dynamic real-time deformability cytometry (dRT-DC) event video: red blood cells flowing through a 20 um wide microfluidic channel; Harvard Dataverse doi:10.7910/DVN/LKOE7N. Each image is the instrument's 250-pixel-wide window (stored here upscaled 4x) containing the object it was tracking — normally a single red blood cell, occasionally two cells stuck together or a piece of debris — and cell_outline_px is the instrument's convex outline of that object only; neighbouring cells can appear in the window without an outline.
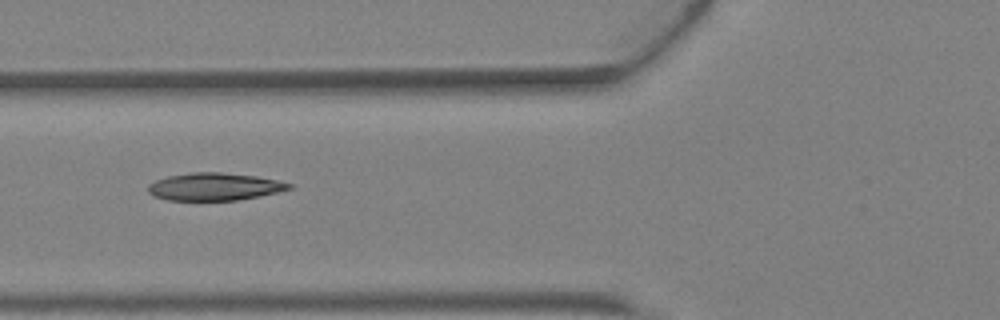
{"species": "Egyptian fruit bat (a non-hibernating species)", "species_latin": "Rousettus aegyptiacus", "temperature_condition": "warm", "stored_images_in_passage": 3, "camera_frame_rate_fps": 3000, "um_per_image_px": 0.085, "animal": {"sex": "female"}, "frame": {"image": 1, "passage_image": 2, "time_ms": 0.333, "image_size_px": [1000, 320], "cell_outline_px": [[292, 188], [260, 196], [240, 200], [168, 200], [152, 196], [148, 192], [148, 184], [156, 180], [168, 176], [192, 172], [220, 172], [256, 176], [276, 180], [292, 184]], "centroid_in_image_um": [18.2, 15.87], "position_along_channel_um": 107.6, "area_um2": 22.6}}
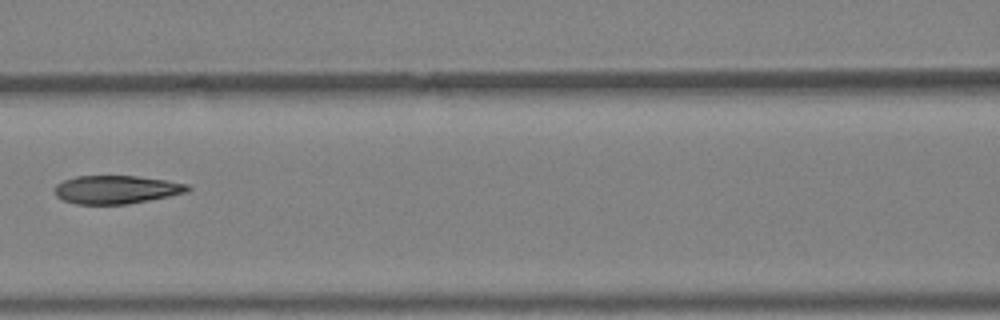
{"frame": {"image": 2, "passage_image": 3, "time_ms": 0.667, "image_size_px": [1000, 320], "cell_outline_px": [[192, 188], [188, 192], [128, 204], [76, 204], [64, 200], [56, 196], [56, 184], [64, 180], [76, 176], [136, 176], [164, 180], [188, 184]], "centroid_in_image_um": [9.9, 16.11], "position_along_channel_um": 156.7, "area_um2": 21.73}}